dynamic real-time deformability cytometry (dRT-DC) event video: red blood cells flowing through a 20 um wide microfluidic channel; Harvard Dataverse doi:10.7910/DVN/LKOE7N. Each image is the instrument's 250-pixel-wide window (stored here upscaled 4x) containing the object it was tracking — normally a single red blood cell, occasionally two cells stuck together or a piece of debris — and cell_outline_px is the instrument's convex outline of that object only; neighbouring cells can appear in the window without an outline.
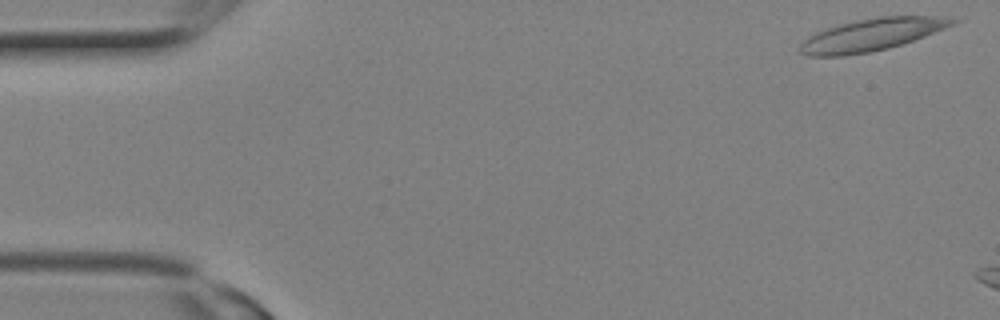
{"species": "Egyptian fruit bat (a non-hibernating species)", "species_latin": "Rousettus aegyptiacus", "temperature_condition": "room temperature", "stored_images_in_passage": 5, "camera_frame_rate_fps": 3000, "um_per_image_px": 0.085, "animal": {"sex": "female"}, "frame": {"image": 1, "passage_image": 1, "time_ms": 0.0, "image_size_px": [1000, 320], "cell_outline_px": [[960, 20], [944, 28], [924, 36], [888, 48], [868, 52], [844, 56], [808, 56], [800, 52], [800, 44], [808, 36], [816, 32], [840, 24], [880, 16], [932, 16]], "centroid_in_image_um": [74.03, 2.96], "position_along_channel_um": 11.0, "area_um2": 28.03}}